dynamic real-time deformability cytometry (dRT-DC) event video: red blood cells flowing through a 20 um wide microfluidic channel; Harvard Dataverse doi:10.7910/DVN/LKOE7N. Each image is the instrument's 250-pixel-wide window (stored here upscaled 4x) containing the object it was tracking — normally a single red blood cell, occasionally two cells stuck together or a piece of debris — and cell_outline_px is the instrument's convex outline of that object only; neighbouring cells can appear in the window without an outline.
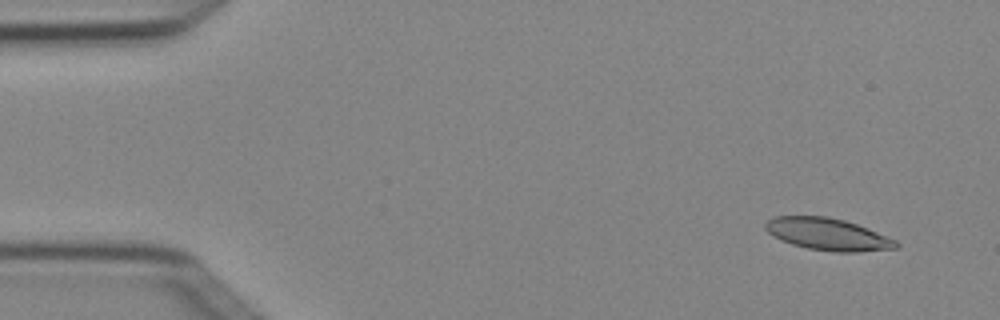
{"species": "Egyptian fruit bat (a non-hibernating species)", "species_latin": "Rousettus aegyptiacus", "temperature_condition": "cold", "stored_images_in_passage": 5, "camera_frame_rate_fps": 3000, "um_per_image_px": 0.085, "animal": {"sex": "female"}, "frame": {"image": 1, "passage_image": 2, "time_ms": 0.333, "image_size_px": [1000, 320], "cell_outline_px": [[900, 244], [896, 248], [860, 252], [836, 252], [808, 248], [792, 244], [780, 240], [772, 236], [764, 228], [764, 224], [772, 216], [828, 216], [844, 220], [868, 228], [896, 240]], "centroid_in_image_um": [70.34, 19.9], "position_along_channel_um": 14.7, "area_um2": 24.51}}
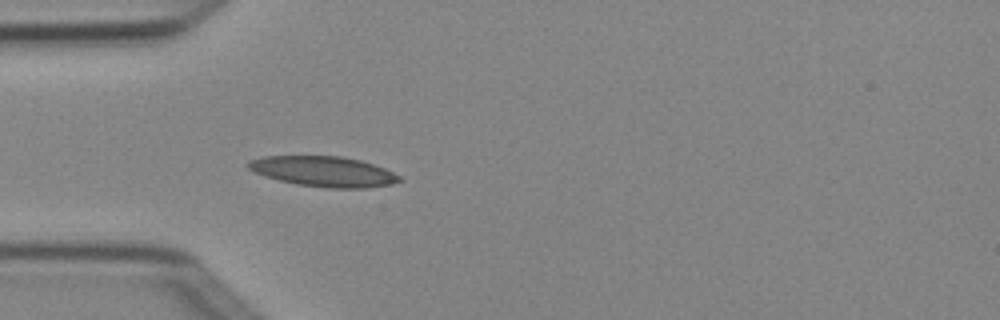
{"frame": {"image": 2, "passage_image": 5, "time_ms": 1.333, "image_size_px": [1000, 320], "cell_outline_px": [[404, 180], [392, 184], [368, 188], [328, 188], [296, 184], [264, 176], [252, 172], [244, 164], [248, 160], [264, 156], [340, 156], [360, 160], [384, 168], [400, 176]], "centroid_in_image_um": [27.47, 14.58], "position_along_channel_um": 57.5, "area_um2": 26.88}}